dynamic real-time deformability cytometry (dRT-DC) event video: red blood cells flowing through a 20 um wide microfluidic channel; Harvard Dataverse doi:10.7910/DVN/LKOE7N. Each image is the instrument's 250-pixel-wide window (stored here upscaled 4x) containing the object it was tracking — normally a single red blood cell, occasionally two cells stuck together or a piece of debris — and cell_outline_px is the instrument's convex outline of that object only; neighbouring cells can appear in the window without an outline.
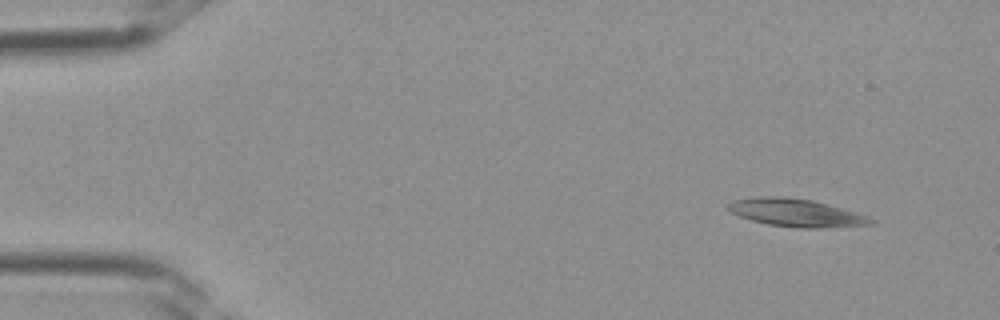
{"species": "Egyptian fruit bat (a non-hibernating species)", "species_latin": "Rousettus aegyptiacus", "temperature_condition": "room temperature", "stored_images_in_passage": 3, "camera_frame_rate_fps": 3000, "um_per_image_px": 0.085, "frame": {"image": 1, "passage_image": 1, "time_ms": 0.0, "image_size_px": [1000, 320], "cell_outline_px": [[876, 224], [820, 228], [796, 228], [768, 224], [752, 220], [740, 216], [724, 208], [724, 204], [732, 200], [756, 196], [784, 196], [812, 200], [868, 216], [876, 220]], "centroid_in_image_um": [67.61, 18.08], "position_along_channel_um": 17.4, "area_um2": 23.29}}
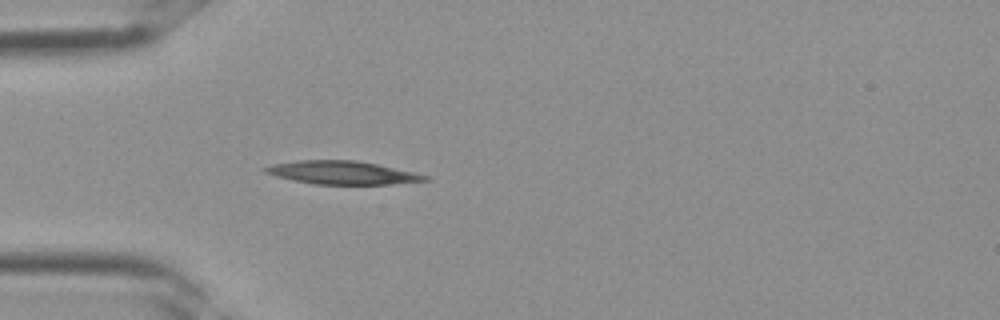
{"frame": {"image": 2, "passage_image": 3, "time_ms": 0.667, "image_size_px": [1000, 320], "cell_outline_px": [[432, 180], [392, 184], [312, 184], [292, 180], [276, 176], [264, 172], [260, 168], [272, 164], [296, 160], [356, 160], [376, 164], [412, 172], [428, 176]], "centroid_in_image_um": [29.03, 14.67], "position_along_channel_um": 56.0, "area_um2": 21.62}}